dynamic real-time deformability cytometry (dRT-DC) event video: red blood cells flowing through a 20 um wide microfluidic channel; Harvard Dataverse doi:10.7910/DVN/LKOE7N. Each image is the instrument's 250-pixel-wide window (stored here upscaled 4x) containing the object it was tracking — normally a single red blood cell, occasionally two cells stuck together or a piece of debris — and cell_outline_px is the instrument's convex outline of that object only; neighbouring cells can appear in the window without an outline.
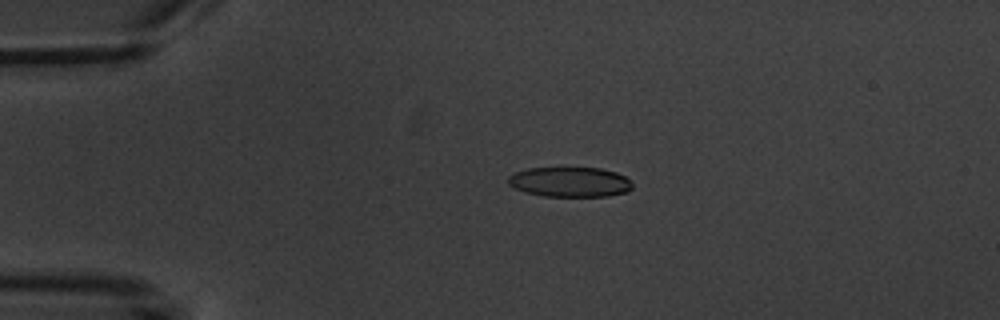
{"species": "common noctule bat (a hibernating species)", "species_latin": "Nyctalus noctula", "temperature_condition": "warm", "stored_images_in_passage": 5, "camera_frame_rate_fps": 3000, "um_per_image_px": 0.085, "animal": {"sex": "male", "body_mass_g": 20.1, "forearm_length_mm": 53.5}, "frame": {"image": 1, "passage_image": 4, "time_ms": 3.667, "image_size_px": [1000, 320], "cell_outline_px": [[632, 188], [628, 192], [608, 196], [544, 196], [524, 192], [508, 184], [508, 176], [516, 172], [528, 168], [600, 168], [616, 172], [632, 180]], "centroid_in_image_um": [48.47, 15.47], "position_along_channel_um": 36.5, "area_um2": 21.73}}